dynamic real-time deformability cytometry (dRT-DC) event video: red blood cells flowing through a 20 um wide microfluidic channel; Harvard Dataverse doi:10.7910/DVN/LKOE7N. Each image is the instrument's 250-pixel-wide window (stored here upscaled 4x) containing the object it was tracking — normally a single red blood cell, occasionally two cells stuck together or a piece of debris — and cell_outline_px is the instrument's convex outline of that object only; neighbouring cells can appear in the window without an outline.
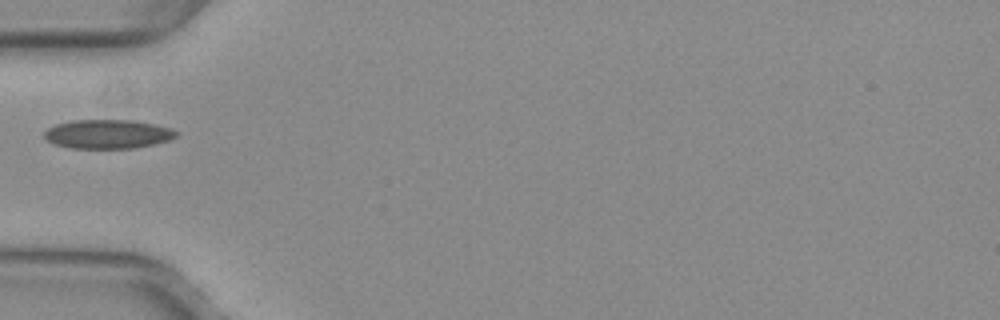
{"species": "common noctule bat (a hibernating species)", "species_latin": "Nyctalus noctula", "temperature_condition": "warm", "stored_images_in_passage": 21, "camera_frame_rate_fps": 3000, "um_per_image_px": 0.085, "animal": {"sex": "female", "body_mass_g": 29.2, "forearm_length_mm": 56.3}, "frame": {"image": 1, "passage_image": 1, "time_ms": 0.0, "image_size_px": [1000, 320], "cell_outline_px": [[180, 132], [176, 136], [168, 140], [136, 148], [72, 148], [56, 144], [48, 140], [44, 136], [44, 132], [48, 128], [56, 124], [72, 120], [136, 120], [172, 128]], "centroid_in_image_um": [9.19, 11.38], "position_along_channel_um": 75.8, "area_um2": 22.25}}
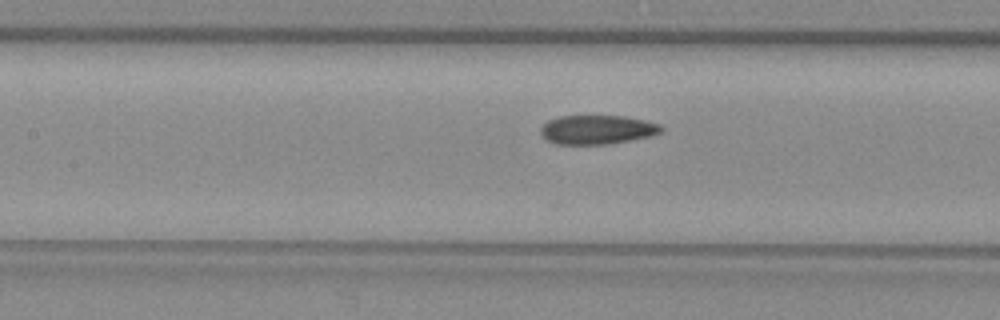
{"frame": {"image": 2, "passage_image": 7, "time_ms": 2.0, "image_size_px": [1000, 320], "cell_outline_px": [[664, 128], [660, 132], [648, 136], [608, 144], [556, 144], [544, 140], [540, 132], [540, 128], [548, 120], [560, 116], [624, 116], [644, 120], [660, 124]], "centroid_in_image_um": [50.71, 11.02], "position_along_channel_um": 156.7, "area_um2": 20.35}}
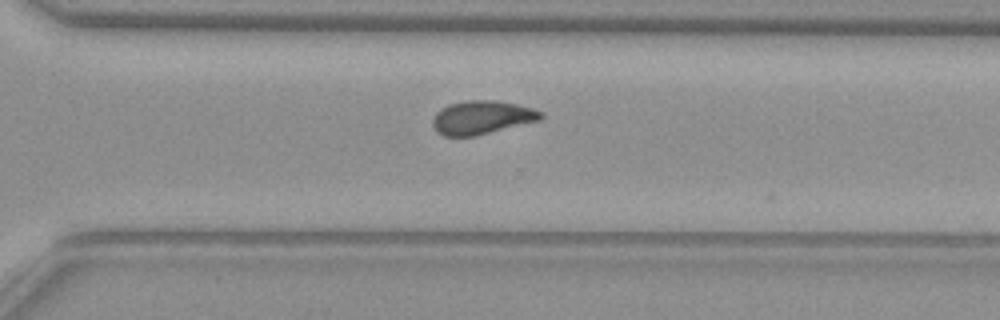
{"frame": {"image": 3, "passage_image": 20, "time_ms": 6.333, "image_size_px": [1000, 320], "cell_outline_px": [[544, 116], [540, 120], [476, 136], [444, 136], [436, 132], [432, 124], [432, 120], [436, 112], [440, 108], [448, 104], [468, 100], [492, 100], [516, 104], [532, 108], [540, 112]], "centroid_in_image_um": [40.91, 9.99], "position_along_channel_um": 329.7, "area_um2": 21.15}}